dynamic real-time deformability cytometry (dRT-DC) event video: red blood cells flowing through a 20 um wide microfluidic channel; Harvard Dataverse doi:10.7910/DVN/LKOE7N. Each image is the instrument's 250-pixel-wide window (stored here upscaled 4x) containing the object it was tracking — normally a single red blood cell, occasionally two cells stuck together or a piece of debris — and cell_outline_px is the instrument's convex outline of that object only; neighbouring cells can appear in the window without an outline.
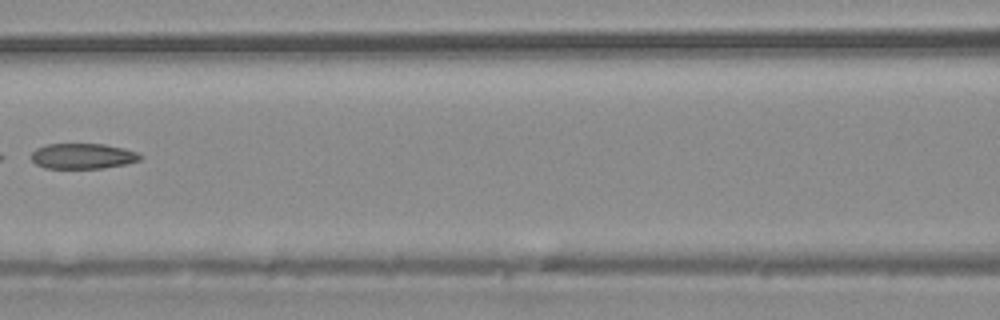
{"species": "common noctule bat (a hibernating species)", "species_latin": "Nyctalus noctula", "temperature_condition": "warm", "stored_images_in_passage": 5, "camera_frame_rate_fps": 3000, "um_per_image_px": 0.085, "animal": {"sex": "male", "body_mass_g": 20.4}, "frame": {"image": 1, "passage_image": 5, "time_ms": 4.667, "image_size_px": [1000, 320], "cell_outline_px": [[140, 160], [128, 164], [104, 168], [44, 168], [36, 164], [32, 160], [32, 152], [36, 148], [48, 144], [104, 144], [124, 148], [136, 152], [140, 156]], "centroid_in_image_um": [7.03, 13.27], "position_along_channel_um": 159.6, "area_um2": 16.13}}